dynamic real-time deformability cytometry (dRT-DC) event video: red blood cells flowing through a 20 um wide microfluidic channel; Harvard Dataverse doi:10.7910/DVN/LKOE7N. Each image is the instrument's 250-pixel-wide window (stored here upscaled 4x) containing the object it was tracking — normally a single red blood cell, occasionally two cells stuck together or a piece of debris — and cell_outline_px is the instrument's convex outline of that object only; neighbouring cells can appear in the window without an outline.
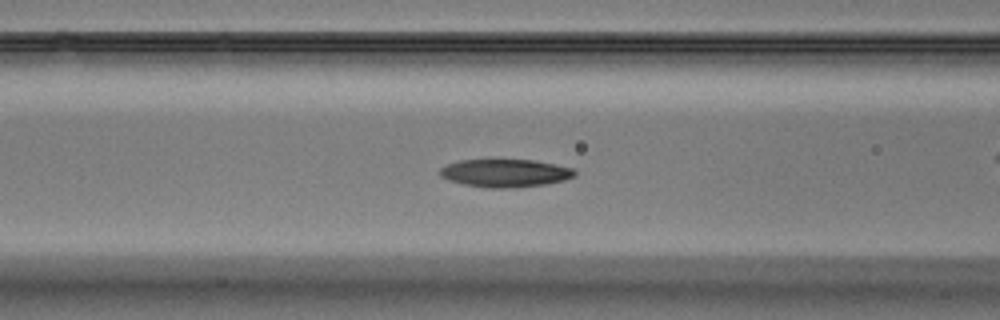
{"species": "Egyptian fruit bat (a non-hibernating species)", "species_latin": "Rousettus aegyptiacus", "temperature_condition": "warm", "stored_images_in_passage": 59, "camera_frame_rate_fps": 3000, "um_per_image_px": 0.085, "animal": {"sex": "male"}, "frame": {"image": 1, "passage_image": 24, "time_ms": 7.667, "image_size_px": [1000, 320], "cell_outline_px": [[576, 172], [572, 176], [564, 180], [544, 184], [512, 188], [488, 188], [464, 184], [448, 180], [440, 176], [440, 168], [448, 164], [460, 160], [536, 160], [556, 164], [572, 168]], "centroid_in_image_um": [42.92, 14.71], "position_along_channel_um": 123.7, "area_um2": 21.79}}
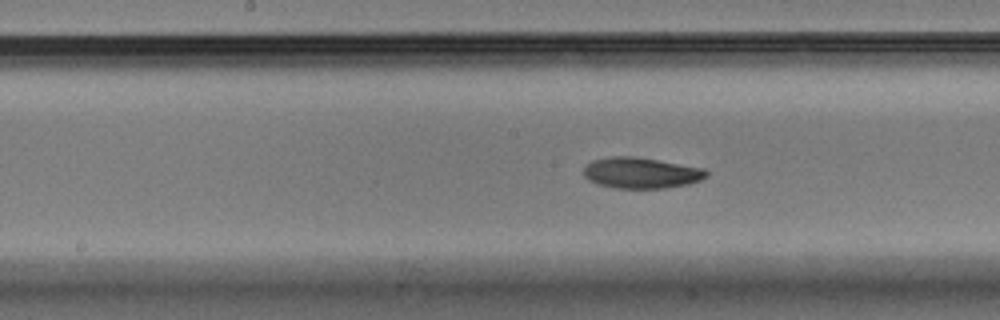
{"frame": {"image": 2, "passage_image": 30, "time_ms": 9.667, "image_size_px": [1000, 320], "cell_outline_px": [[708, 176], [700, 180], [688, 184], [664, 188], [612, 188], [596, 184], [588, 180], [584, 176], [584, 168], [592, 160], [612, 156], [636, 156], [704, 168], [708, 172]], "centroid_in_image_um": [54.48, 14.69], "position_along_channel_um": 193.7, "area_um2": 22.25}}
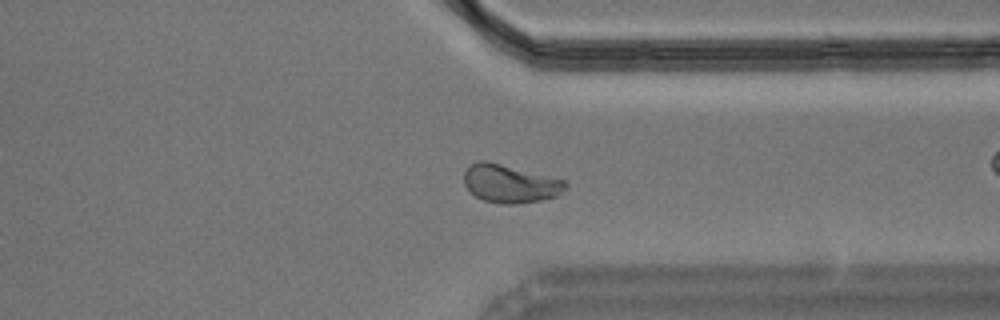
{"frame": {"image": 3, "passage_image": 45, "time_ms": 14.667, "image_size_px": [1000, 320], "cell_outline_px": [[568, 184], [556, 196], [540, 200], [516, 204], [504, 204], [484, 200], [476, 196], [464, 184], [464, 172], [468, 164], [480, 160], [484, 160], [564, 180]], "centroid_in_image_um": [43.31, 15.6], "position_along_channel_um": 368.1, "area_um2": 22.14}, "authors_computed_cell_mechanics": {"area_um2": 22.1374, "velocity_mm_per_s": 3.493, "shape_relaxation_time_tau1_ms": 3.6316, "shape_relaxation_time_tau2_ms": 3.6939, "deformation_change_tau1": 0.1281, "deformation_change_tau2": 0.0689}}